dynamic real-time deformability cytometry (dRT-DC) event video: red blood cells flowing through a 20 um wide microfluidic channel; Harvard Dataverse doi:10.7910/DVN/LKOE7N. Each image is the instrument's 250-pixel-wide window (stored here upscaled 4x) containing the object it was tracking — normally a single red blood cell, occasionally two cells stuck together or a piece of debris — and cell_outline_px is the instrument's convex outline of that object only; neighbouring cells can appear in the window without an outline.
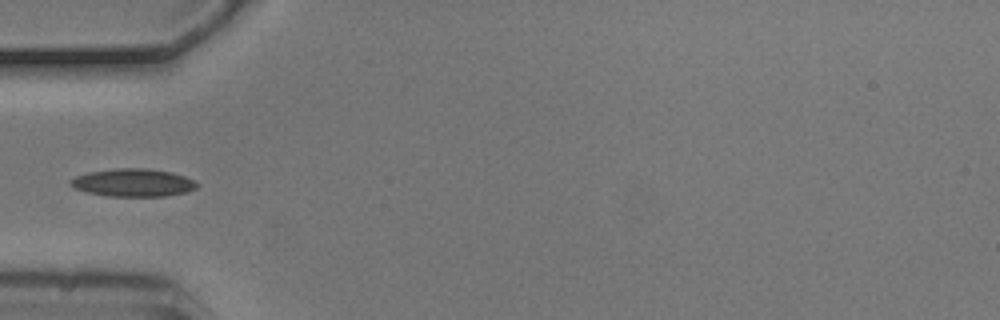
{"species": "common noctule bat (a hibernating species)", "species_latin": "Nyctalus noctula", "temperature_condition": "cold", "stored_images_in_passage": 1, "camera_frame_rate_fps": 3000, "um_per_image_px": 0.085, "animal": {"sex": "male", "body_mass_g": 20.5, "forearm_length_mm": 52.5}, "frame": {"image": 1, "passage_image": 1, "time_ms": 0.0, "image_size_px": [1000, 320], "cell_outline_px": [[200, 184], [196, 188], [184, 192], [168, 196], [108, 196], [88, 192], [72, 188], [68, 184], [68, 180], [76, 176], [88, 172], [116, 168], [148, 168], [172, 172], [184, 176]], "centroid_in_image_um": [11.28, 15.52], "position_along_channel_um": 73.7, "area_um2": 20.63}}